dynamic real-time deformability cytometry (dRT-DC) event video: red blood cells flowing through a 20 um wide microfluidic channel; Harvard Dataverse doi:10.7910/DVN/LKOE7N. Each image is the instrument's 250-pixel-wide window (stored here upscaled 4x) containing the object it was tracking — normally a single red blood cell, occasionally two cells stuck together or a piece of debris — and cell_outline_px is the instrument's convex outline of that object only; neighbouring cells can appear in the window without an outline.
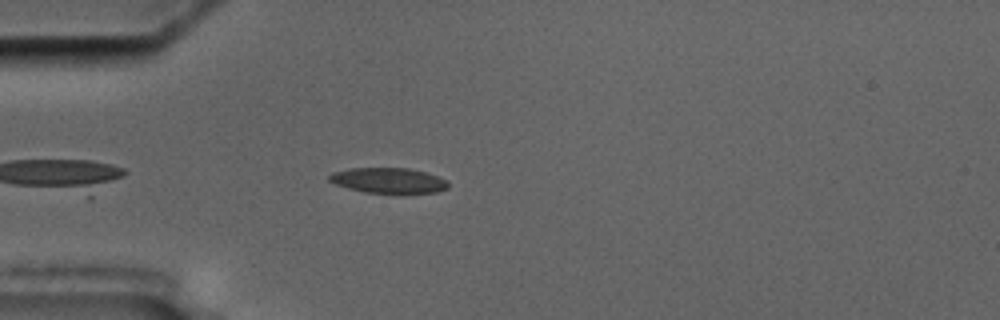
{"species": "common noctule bat (a hibernating species)", "species_latin": "Nyctalus noctula", "temperature_condition": "cold", "stored_images_in_passage": 1, "camera_frame_rate_fps": 3000, "um_per_image_px": 0.085, "animal": {"sex": "male", "body_mass_g": 17.5, "forearm_length_mm": 52.3}, "frame": {"image": 1, "passage_image": 1, "time_ms": 0.0, "image_size_px": [1000, 320], "cell_outline_px": [[448, 188], [436, 192], [364, 192], [348, 188], [336, 184], [328, 180], [328, 176], [332, 172], [348, 168], [408, 168], [424, 172], [448, 180]], "centroid_in_image_um": [32.98, 15.32], "position_along_channel_um": 52.0, "area_um2": 17.28}}